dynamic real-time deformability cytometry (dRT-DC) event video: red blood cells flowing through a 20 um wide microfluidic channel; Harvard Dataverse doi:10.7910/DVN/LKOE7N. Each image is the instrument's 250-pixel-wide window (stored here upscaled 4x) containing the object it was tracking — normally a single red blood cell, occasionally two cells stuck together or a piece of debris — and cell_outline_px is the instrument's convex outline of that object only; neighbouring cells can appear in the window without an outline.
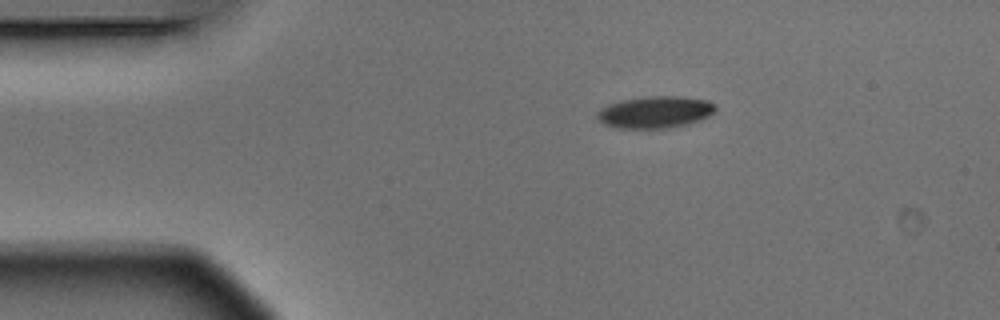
{"species": "Egyptian fruit bat (a non-hibernating species)", "species_latin": "Rousettus aegyptiacus", "temperature_condition": "warm", "stored_images_in_passage": 2, "camera_frame_rate_fps": 3000, "um_per_image_px": 0.085, "animal": {"sex": "male"}, "frame": {"image": 1, "passage_image": 1, "time_ms": 0.0, "image_size_px": [1000, 320], "cell_outline_px": [[716, 108], [708, 116], [700, 120], [688, 124], [668, 128], [616, 128], [604, 124], [596, 116], [596, 112], [600, 108], [608, 104], [620, 100], [644, 96], [684, 96], [708, 100], [716, 104]], "centroid_in_image_um": [55.68, 9.52], "position_along_channel_um": 29.3, "area_um2": 22.25}}